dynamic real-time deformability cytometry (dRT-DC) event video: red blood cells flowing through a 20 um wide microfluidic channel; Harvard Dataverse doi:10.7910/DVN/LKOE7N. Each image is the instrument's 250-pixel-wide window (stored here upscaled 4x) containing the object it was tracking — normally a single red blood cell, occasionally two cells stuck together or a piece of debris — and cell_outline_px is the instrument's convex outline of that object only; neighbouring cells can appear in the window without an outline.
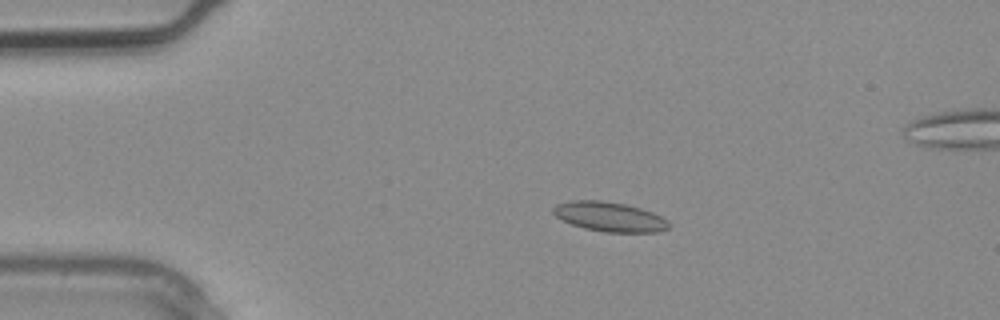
{"species": "common noctule bat (a hibernating species)", "species_latin": "Nyctalus noctula", "temperature_condition": "warm", "stored_images_in_passage": 3, "camera_frame_rate_fps": 3000, "um_per_image_px": 0.085, "animal": {"sex": "male", "body_mass_g": 20.4}, "frame": {"image": 1, "passage_image": 2, "time_ms": 0.333, "image_size_px": [1000, 320], "cell_outline_px": [[672, 224], [668, 228], [660, 232], [604, 232], [584, 228], [572, 224], [556, 216], [552, 212], [552, 208], [556, 204], [572, 200], [600, 200], [624, 204], [640, 208], [652, 212], [668, 220]], "centroid_in_image_um": [51.83, 18.42], "position_along_channel_um": 33.2, "area_um2": 19.94}}